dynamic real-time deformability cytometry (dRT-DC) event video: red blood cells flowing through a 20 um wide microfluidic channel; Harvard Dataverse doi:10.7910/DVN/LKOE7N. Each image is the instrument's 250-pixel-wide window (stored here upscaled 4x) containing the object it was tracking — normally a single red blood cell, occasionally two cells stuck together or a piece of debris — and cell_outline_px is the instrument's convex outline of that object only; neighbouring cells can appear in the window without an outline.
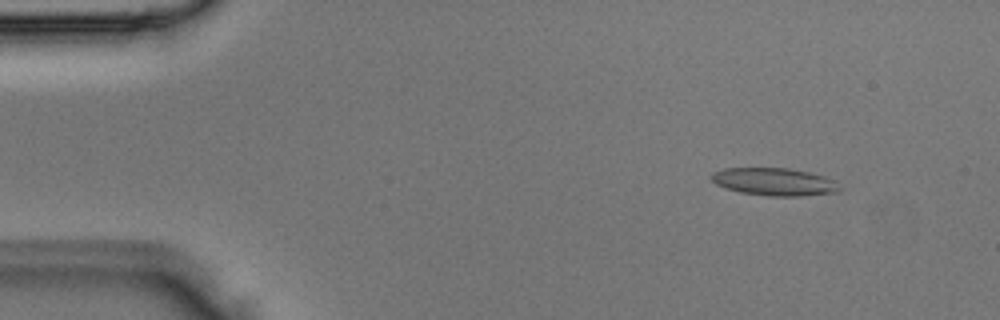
{"species": "Egyptian fruit bat (a non-hibernating species)", "species_latin": "Rousettus aegyptiacus", "temperature_condition": "room temperature", "stored_images_in_passage": 4, "segment_of_instrument_passage": [1, 2], "camera_frame_rate_fps": 3000, "um_per_image_px": 0.085, "animal": {"sex": "male"}, "frame": {"image": 1, "passage_image": 1, "time_ms": 0.0, "image_size_px": [1000, 320], "cell_outline_px": [[840, 192], [800, 196], [768, 196], [740, 192], [724, 188], [716, 184], [708, 176], [712, 172], [724, 168], [788, 168], [808, 172], [824, 176], [832, 180], [840, 188]], "centroid_in_image_um": [65.76, 15.45], "position_along_channel_um": 19.2, "area_um2": 20.69}}
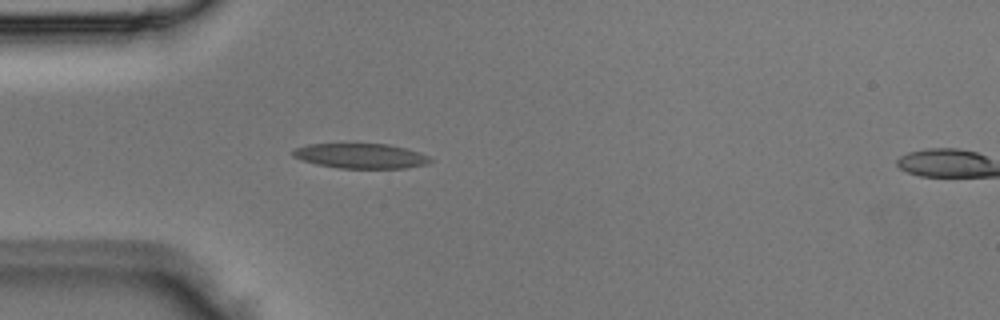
{"frame": {"image": 2, "passage_image": 3, "time_ms": 0.667, "image_size_px": [1000, 320], "cell_outline_px": [[432, 160], [428, 164], [408, 168], [340, 168], [316, 164], [300, 160], [292, 156], [292, 152], [296, 148], [308, 144], [388, 144], [420, 152], [428, 156]], "centroid_in_image_um": [30.67, 13.26], "position_along_channel_um": 54.3, "area_um2": 19.94}}